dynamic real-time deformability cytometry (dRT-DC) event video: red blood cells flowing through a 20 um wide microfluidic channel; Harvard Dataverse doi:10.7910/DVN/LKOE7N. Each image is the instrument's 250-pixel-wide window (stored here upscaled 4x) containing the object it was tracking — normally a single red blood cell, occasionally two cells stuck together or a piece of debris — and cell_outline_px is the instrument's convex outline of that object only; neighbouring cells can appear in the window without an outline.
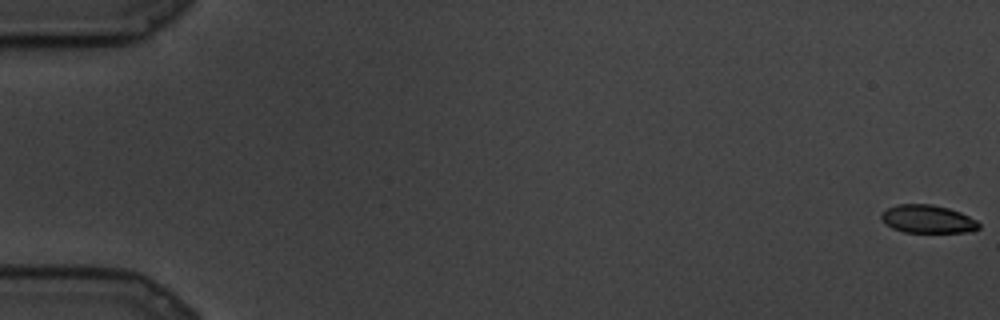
{"species": "common noctule bat (a hibernating species)", "species_latin": "Nyctalus noctula", "temperature_condition": "cold", "stored_images_in_passage": 91, "camera_frame_rate_fps": 3000, "um_per_image_px": 0.085, "animal": {"sex": "male", "body_mass_g": 19.5, "forearm_length_mm": 54.6}, "frame": {"image": 1, "passage_image": 1, "time_ms": 0.0, "image_size_px": [1000, 320], "cell_outline_px": [[980, 228], [968, 232], [904, 232], [892, 228], [884, 224], [880, 216], [888, 208], [896, 204], [932, 204], [948, 208], [960, 212], [976, 220], [980, 224]], "centroid_in_image_um": [78.84, 18.62], "position_along_channel_um": 6.2, "area_um2": 15.95}}
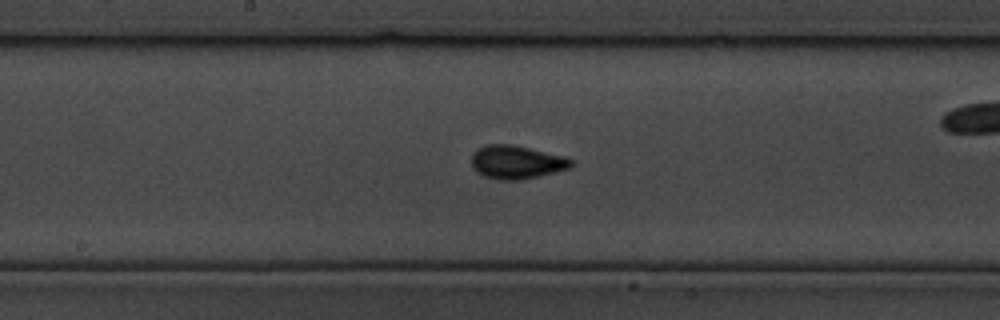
{"frame": {"image": 2, "passage_image": 48, "time_ms": 15.667, "image_size_px": [1000, 320], "cell_outline_px": [[572, 164], [568, 168], [556, 172], [520, 180], [500, 180], [484, 176], [476, 172], [472, 168], [472, 152], [476, 148], [488, 144], [512, 144], [564, 156], [572, 160]], "centroid_in_image_um": [43.85, 13.78], "position_along_channel_um": 204.3, "area_um2": 19.42}}
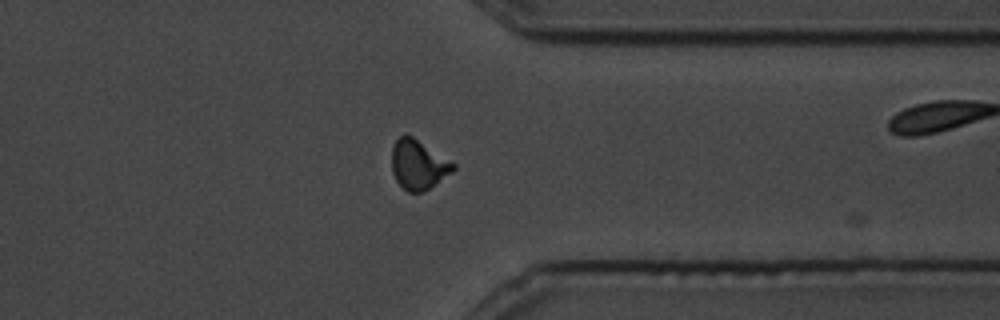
{"frame": {"image": 3, "passage_image": 71, "time_ms": 23.333, "image_size_px": [1000, 320], "cell_outline_px": [[456, 168], [452, 172], [424, 192], [408, 192], [396, 180], [392, 172], [392, 148], [396, 140], [404, 132], [412, 136], [456, 164]], "centroid_in_image_um": [35.55, 13.99], "position_along_channel_um": 375.9, "area_um2": 17.69}}